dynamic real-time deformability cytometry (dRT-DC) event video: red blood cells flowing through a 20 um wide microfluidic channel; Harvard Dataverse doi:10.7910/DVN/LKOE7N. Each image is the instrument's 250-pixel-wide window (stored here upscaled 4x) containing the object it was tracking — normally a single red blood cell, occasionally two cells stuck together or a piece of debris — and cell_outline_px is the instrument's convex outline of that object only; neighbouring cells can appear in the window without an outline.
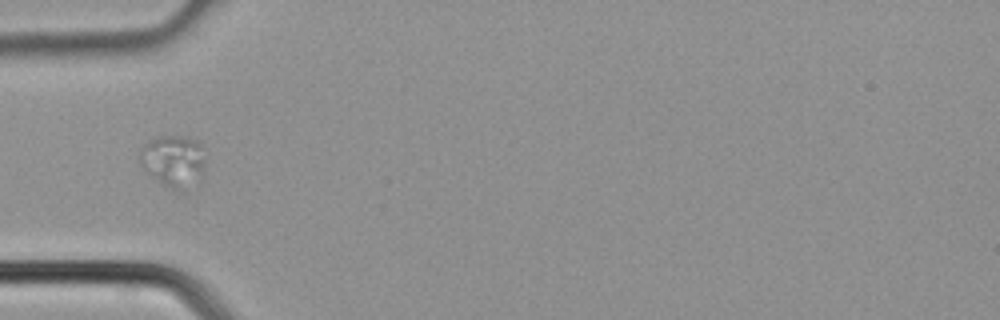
{"species": "common noctule bat (a hibernating species)", "species_latin": "Nyctalus noctula", "temperature_condition": "cold", "stored_images_in_passage": 3, "camera_frame_rate_fps": 3000, "um_per_image_px": 0.085, "animal": {"sex": "male", "body_mass_g": 21.5, "forearm_length_mm": 52.0}, "frame": {"image": 1, "passage_image": 3, "time_ms": 0.667, "image_size_px": [1000, 320], "cell_outline_px": [[204, 172], [184, 196], [168, 188], [148, 172], [140, 164], [140, 148], [144, 144], [156, 136], [188, 136], [196, 140], [200, 144], [204, 160]], "centroid_in_image_um": [14.76, 13.73], "position_along_channel_um": 70.2, "area_um2": 20.23}}